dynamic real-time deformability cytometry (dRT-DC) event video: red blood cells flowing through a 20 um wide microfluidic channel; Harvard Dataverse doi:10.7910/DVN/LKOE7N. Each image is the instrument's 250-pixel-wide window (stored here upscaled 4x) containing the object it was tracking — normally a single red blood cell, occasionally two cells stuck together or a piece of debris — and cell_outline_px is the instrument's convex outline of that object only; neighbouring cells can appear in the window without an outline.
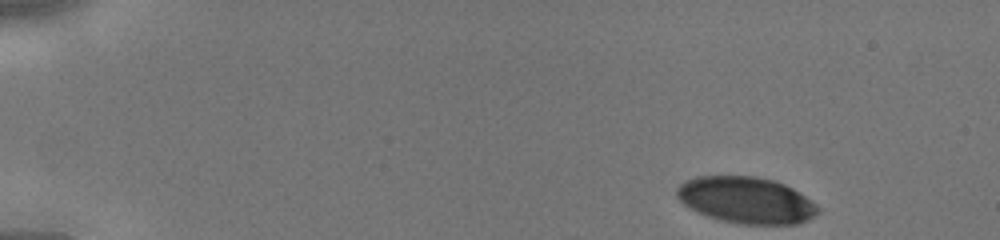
{"species": "human", "species_latin": "Homo sapiens", "temperature_condition": "cold", "stored_images_in_passage": 40, "camera_frame_rate_fps": 3000, "um_per_image_px": 0.085, "donor": {"sex": "male"}, "frame": {"image": 1, "passage_image": 1, "time_ms": 0.0, "image_size_px": [1000, 240], "cell_outline_px": [[820, 212], [808, 220], [796, 224], [740, 224], [720, 220], [708, 216], [684, 204], [676, 196], [676, 188], [680, 184], [696, 176], [756, 176], [776, 180], [792, 188], [812, 200], [820, 208]], "centroid_in_image_um": [63.46, 17.01], "position_along_channel_um": 21.5, "area_um2": 38.26}}
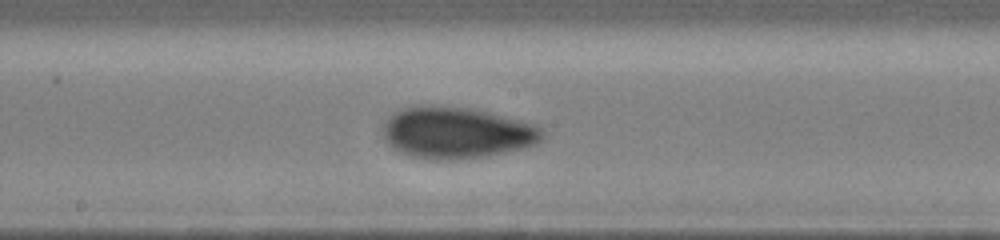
{"frame": {"image": 2, "passage_image": 21, "time_ms": 6.667, "image_size_px": [1000, 240], "cell_outline_px": [[544, 136], [540, 144], [524, 148], [484, 156], [452, 160], [432, 160], [412, 156], [400, 152], [388, 144], [384, 140], [384, 120], [388, 116], [404, 108], [420, 104], [432, 104], [468, 108], [488, 112], [540, 124], [544, 132]], "centroid_in_image_um": [38.84, 11.27], "position_along_channel_um": 209.4, "area_um2": 48.49}}
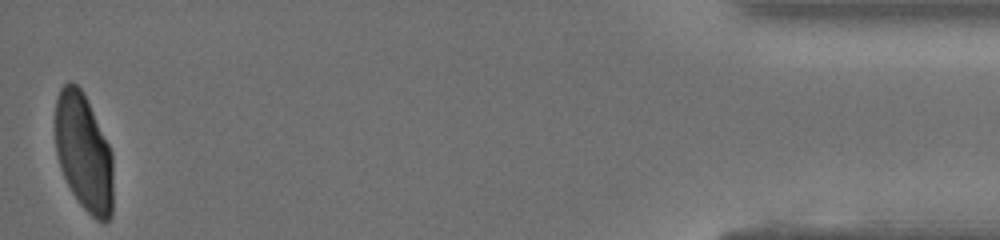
{"frame": {"image": 3, "passage_image": 40, "time_ms": 13.0, "image_size_px": [1000, 240], "cell_outline_px": [[112, 216], [104, 224], [96, 220], [80, 204], [72, 192], [60, 168], [56, 152], [56, 100], [60, 88], [68, 80], [76, 84], [80, 88], [112, 152]], "centroid_in_image_um": [7.11, 13.0], "position_along_channel_um": 428.1, "area_um2": 39.19}}